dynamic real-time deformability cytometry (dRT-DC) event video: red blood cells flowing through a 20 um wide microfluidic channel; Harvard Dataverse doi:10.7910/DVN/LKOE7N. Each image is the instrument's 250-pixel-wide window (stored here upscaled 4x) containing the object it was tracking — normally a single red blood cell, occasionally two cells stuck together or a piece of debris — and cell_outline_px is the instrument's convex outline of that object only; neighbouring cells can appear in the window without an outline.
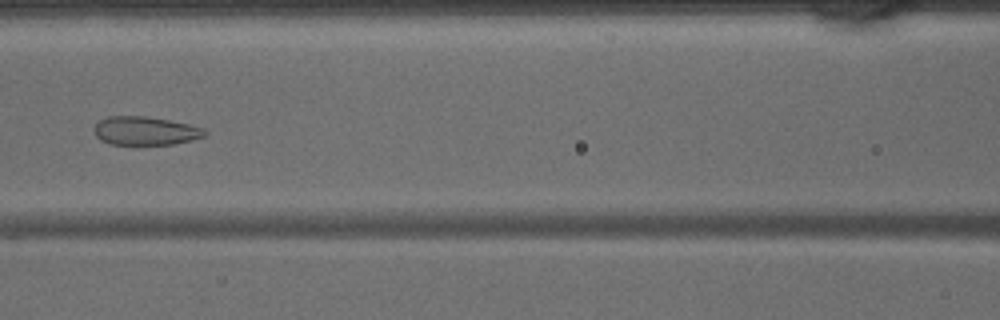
{"species": "common noctule bat (a hibernating species)", "species_latin": "Nyctalus noctula", "temperature_condition": "warm", "stored_images_in_passage": 39, "camera_frame_rate_fps": 3000, "um_per_image_px": 0.085, "animal": {"sex": "male", "body_mass_g": 15.6}, "frame": {"image": 1, "passage_image": 14, "time_ms": 4.333, "image_size_px": [1000, 320], "cell_outline_px": [[208, 132], [204, 136], [192, 140], [172, 144], [108, 144], [100, 140], [96, 136], [92, 128], [100, 120], [108, 116], [144, 116], [168, 120], [188, 124], [204, 128]], "centroid_in_image_um": [12.32, 11.12], "position_along_channel_um": 154.3, "area_um2": 18.38}}
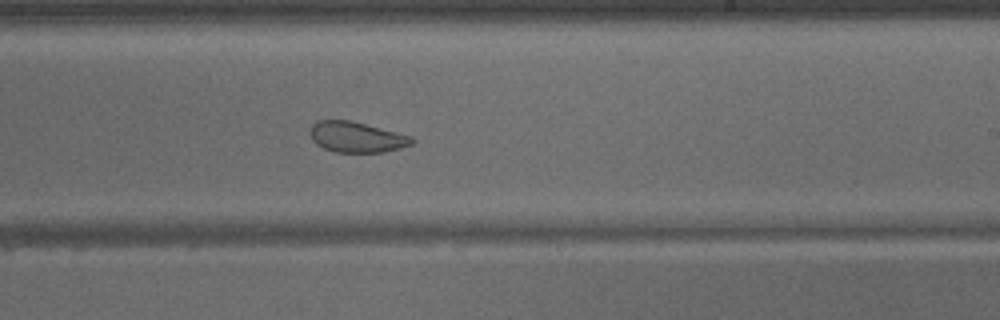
{"frame": {"image": 2, "passage_image": 21, "time_ms": 6.667, "image_size_px": [1000, 320], "cell_outline_px": [[416, 140], [412, 144], [400, 148], [384, 152], [336, 152], [324, 148], [316, 144], [312, 140], [312, 124], [316, 120], [348, 120], [412, 136]], "centroid_in_image_um": [30.33, 11.66], "position_along_channel_um": 258.7, "area_um2": 17.92}}
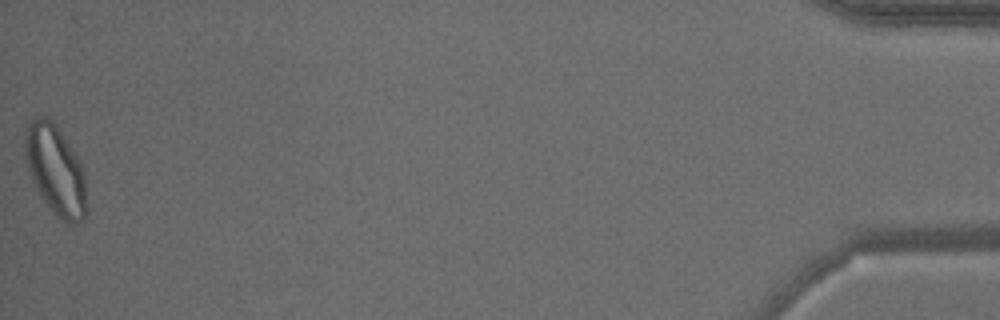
{"frame": {"image": 3, "passage_image": 39, "time_ms": 12.667, "image_size_px": [1000, 320], "cell_outline_px": [[88, 212], [84, 220], [72, 224], [68, 224], [56, 216], [52, 212], [40, 196], [32, 180], [28, 168], [24, 148], [24, 128], [36, 116], [44, 116], [52, 120], [56, 124], [80, 164], [84, 172]], "centroid_in_image_um": [4.71, 14.49], "position_along_channel_um": 430.5, "area_um2": 32.37}}